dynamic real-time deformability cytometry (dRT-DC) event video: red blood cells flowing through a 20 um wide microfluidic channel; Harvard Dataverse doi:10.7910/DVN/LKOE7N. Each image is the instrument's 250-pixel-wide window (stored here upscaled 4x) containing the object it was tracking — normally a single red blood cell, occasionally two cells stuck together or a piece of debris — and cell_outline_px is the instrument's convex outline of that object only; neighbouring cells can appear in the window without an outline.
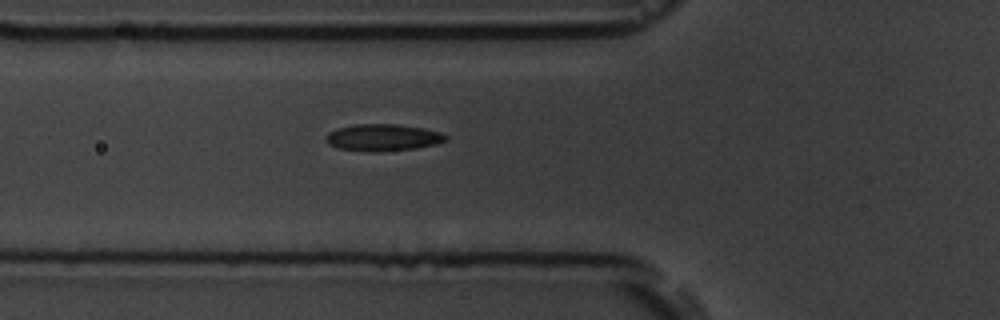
{"species": "common noctule bat (a hibernating species)", "species_latin": "Nyctalus noctula", "temperature_condition": "room temperature", "stored_images_in_passage": 6, "camera_frame_rate_fps": 3000, "um_per_image_px": 0.085, "animal": {"sex": "male", "body_mass_g": 19.5, "forearm_length_mm": 54.6}, "frame": {"image": 1, "passage_image": 6, "time_ms": 6.333, "image_size_px": [1000, 320], "cell_outline_px": [[448, 140], [436, 144], [416, 148], [376, 152], [372, 152], [336, 148], [328, 144], [324, 140], [324, 136], [328, 132], [336, 128], [356, 124], [396, 124], [424, 128], [440, 132], [448, 136]], "centroid_in_image_um": [32.51, 11.69], "position_along_channel_um": 93.3, "area_um2": 19.02}}